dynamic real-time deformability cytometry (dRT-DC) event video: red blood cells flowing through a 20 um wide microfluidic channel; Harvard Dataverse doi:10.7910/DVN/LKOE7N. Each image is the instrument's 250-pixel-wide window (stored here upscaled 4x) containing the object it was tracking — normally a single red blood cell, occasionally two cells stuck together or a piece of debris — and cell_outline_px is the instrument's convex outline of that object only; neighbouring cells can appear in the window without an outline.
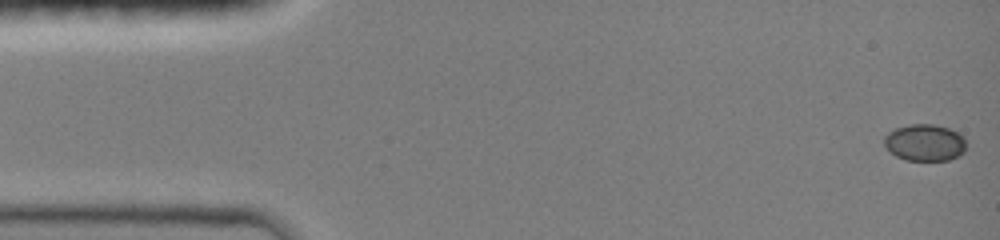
{"species": "common noctule bat (a hibernating species)", "species_latin": "Nyctalus noctula", "temperature_condition": "room temperature", "stored_images_in_passage": 28, "camera_frame_rate_fps": 3000, "um_per_image_px": 0.085, "animal": {"sex": "female", "body_mass_g": 19.0, "forearm_length_mm": 51.5}, "frame": {"image": 1, "passage_image": 1, "time_ms": 0.0, "image_size_px": [1000, 240], "cell_outline_px": [[964, 152], [948, 160], [908, 160], [896, 156], [884, 144], [884, 136], [888, 132], [896, 128], [908, 124], [936, 124], [948, 128], [964, 136]], "centroid_in_image_um": [78.59, 12.1], "position_along_channel_um": 6.4, "area_um2": 17.4}}
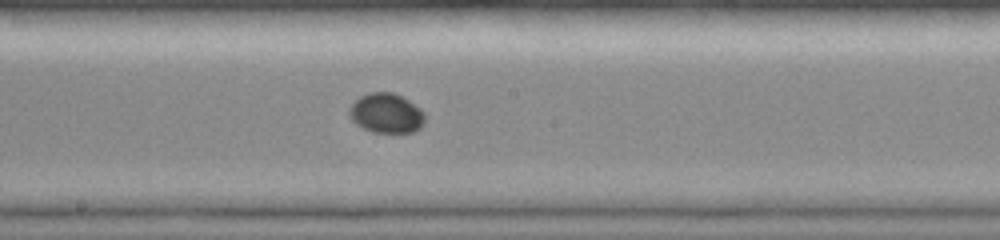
{"frame": {"image": 2, "passage_image": 15, "time_ms": 8.0, "image_size_px": [1000, 240], "cell_outline_px": [[424, 124], [420, 128], [412, 132], [372, 132], [356, 124], [348, 116], [348, 112], [352, 104], [360, 96], [368, 92], [392, 92], [408, 100], [420, 108], [424, 112]], "centroid_in_image_um": [32.82, 9.62], "position_along_channel_um": 215.4, "area_um2": 17.46}}
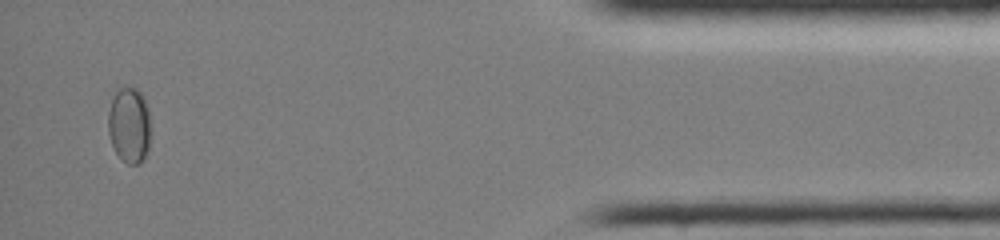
{"frame": {"image": 3, "passage_image": 28, "time_ms": 14.333, "image_size_px": [1000, 240], "cell_outline_px": [[148, 148], [140, 164], [128, 164], [116, 152], [112, 144], [108, 132], [108, 112], [116, 84], [136, 88], [140, 92], [148, 108]], "centroid_in_image_um": [10.94, 10.55], "position_along_channel_um": 424.3, "area_um2": 18.73}}